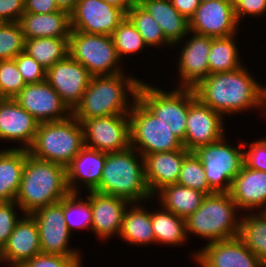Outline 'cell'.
<instances>
[{
    "label": "cell",
    "mask_w": 266,
    "mask_h": 267,
    "mask_svg": "<svg viewBox=\"0 0 266 267\" xmlns=\"http://www.w3.org/2000/svg\"><path fill=\"white\" fill-rule=\"evenodd\" d=\"M105 161V152L84 146L66 167L69 191L79 193L81 186L88 192L95 191L99 187Z\"/></svg>",
    "instance_id": "603a6c76"
},
{
    "label": "cell",
    "mask_w": 266,
    "mask_h": 267,
    "mask_svg": "<svg viewBox=\"0 0 266 267\" xmlns=\"http://www.w3.org/2000/svg\"><path fill=\"white\" fill-rule=\"evenodd\" d=\"M141 203H131L125 211L119 238L130 245L148 246L155 243L151 211Z\"/></svg>",
    "instance_id": "83f0119b"
},
{
    "label": "cell",
    "mask_w": 266,
    "mask_h": 267,
    "mask_svg": "<svg viewBox=\"0 0 266 267\" xmlns=\"http://www.w3.org/2000/svg\"><path fill=\"white\" fill-rule=\"evenodd\" d=\"M191 34V35H190ZM188 39L175 43L173 49L185 43L178 56L179 85L176 87L194 88L201 80L209 75L208 55L212 37L189 32ZM176 46V47H175Z\"/></svg>",
    "instance_id": "d6986e66"
},
{
    "label": "cell",
    "mask_w": 266,
    "mask_h": 267,
    "mask_svg": "<svg viewBox=\"0 0 266 267\" xmlns=\"http://www.w3.org/2000/svg\"><path fill=\"white\" fill-rule=\"evenodd\" d=\"M36 221L41 253L62 256H82L79 249H71V233L64 216V198L59 202L39 208L30 214Z\"/></svg>",
    "instance_id": "4fadbf2b"
},
{
    "label": "cell",
    "mask_w": 266,
    "mask_h": 267,
    "mask_svg": "<svg viewBox=\"0 0 266 267\" xmlns=\"http://www.w3.org/2000/svg\"><path fill=\"white\" fill-rule=\"evenodd\" d=\"M208 1H216V0H200V2H208Z\"/></svg>",
    "instance_id": "db71d44e"
},
{
    "label": "cell",
    "mask_w": 266,
    "mask_h": 267,
    "mask_svg": "<svg viewBox=\"0 0 266 267\" xmlns=\"http://www.w3.org/2000/svg\"><path fill=\"white\" fill-rule=\"evenodd\" d=\"M246 213L240 216L238 237L266 264V213L264 211H247Z\"/></svg>",
    "instance_id": "1f68e13d"
},
{
    "label": "cell",
    "mask_w": 266,
    "mask_h": 267,
    "mask_svg": "<svg viewBox=\"0 0 266 267\" xmlns=\"http://www.w3.org/2000/svg\"><path fill=\"white\" fill-rule=\"evenodd\" d=\"M199 249L191 257L200 267H264L238 236L210 242Z\"/></svg>",
    "instance_id": "ac0fdd59"
},
{
    "label": "cell",
    "mask_w": 266,
    "mask_h": 267,
    "mask_svg": "<svg viewBox=\"0 0 266 267\" xmlns=\"http://www.w3.org/2000/svg\"><path fill=\"white\" fill-rule=\"evenodd\" d=\"M237 146L228 144L224 136L219 141L194 151L203 164L206 179L213 192H229L232 180L244 165L242 141Z\"/></svg>",
    "instance_id": "30bf717a"
},
{
    "label": "cell",
    "mask_w": 266,
    "mask_h": 267,
    "mask_svg": "<svg viewBox=\"0 0 266 267\" xmlns=\"http://www.w3.org/2000/svg\"><path fill=\"white\" fill-rule=\"evenodd\" d=\"M141 6L156 20L172 45L187 37L190 32L189 20L173 7L170 0L145 1Z\"/></svg>",
    "instance_id": "4316f807"
},
{
    "label": "cell",
    "mask_w": 266,
    "mask_h": 267,
    "mask_svg": "<svg viewBox=\"0 0 266 267\" xmlns=\"http://www.w3.org/2000/svg\"><path fill=\"white\" fill-rule=\"evenodd\" d=\"M38 125L39 122L23 109L14 98L0 100L1 141L4 140L7 143L15 141L21 146H13V148L28 149L34 141Z\"/></svg>",
    "instance_id": "44dd1931"
},
{
    "label": "cell",
    "mask_w": 266,
    "mask_h": 267,
    "mask_svg": "<svg viewBox=\"0 0 266 267\" xmlns=\"http://www.w3.org/2000/svg\"><path fill=\"white\" fill-rule=\"evenodd\" d=\"M9 267V265H7ZM10 267H21L19 265H10Z\"/></svg>",
    "instance_id": "11a10c76"
},
{
    "label": "cell",
    "mask_w": 266,
    "mask_h": 267,
    "mask_svg": "<svg viewBox=\"0 0 266 267\" xmlns=\"http://www.w3.org/2000/svg\"><path fill=\"white\" fill-rule=\"evenodd\" d=\"M240 211L228 192L208 194L201 206L186 218L187 237L204 238L205 244L230 239L239 234Z\"/></svg>",
    "instance_id": "5b68a950"
},
{
    "label": "cell",
    "mask_w": 266,
    "mask_h": 267,
    "mask_svg": "<svg viewBox=\"0 0 266 267\" xmlns=\"http://www.w3.org/2000/svg\"><path fill=\"white\" fill-rule=\"evenodd\" d=\"M16 209L19 211L20 207L15 201L0 202V250L7 243L15 225L21 219Z\"/></svg>",
    "instance_id": "b9f144b4"
},
{
    "label": "cell",
    "mask_w": 266,
    "mask_h": 267,
    "mask_svg": "<svg viewBox=\"0 0 266 267\" xmlns=\"http://www.w3.org/2000/svg\"><path fill=\"white\" fill-rule=\"evenodd\" d=\"M82 256H62L40 253L25 261L21 267H82Z\"/></svg>",
    "instance_id": "60d3db41"
},
{
    "label": "cell",
    "mask_w": 266,
    "mask_h": 267,
    "mask_svg": "<svg viewBox=\"0 0 266 267\" xmlns=\"http://www.w3.org/2000/svg\"><path fill=\"white\" fill-rule=\"evenodd\" d=\"M248 69L209 74L193 88L196 97L224 118L250 109L264 111V86Z\"/></svg>",
    "instance_id": "6da1fadb"
},
{
    "label": "cell",
    "mask_w": 266,
    "mask_h": 267,
    "mask_svg": "<svg viewBox=\"0 0 266 267\" xmlns=\"http://www.w3.org/2000/svg\"><path fill=\"white\" fill-rule=\"evenodd\" d=\"M159 207L161 208L156 211L151 210L155 244L158 245L160 243L166 246L185 244L187 241L186 220L164 209L160 205Z\"/></svg>",
    "instance_id": "4dcf8cb0"
},
{
    "label": "cell",
    "mask_w": 266,
    "mask_h": 267,
    "mask_svg": "<svg viewBox=\"0 0 266 267\" xmlns=\"http://www.w3.org/2000/svg\"><path fill=\"white\" fill-rule=\"evenodd\" d=\"M95 192L120 197L130 203L154 201L145 181L144 157L132 147L106 153L101 181Z\"/></svg>",
    "instance_id": "277c9868"
},
{
    "label": "cell",
    "mask_w": 266,
    "mask_h": 267,
    "mask_svg": "<svg viewBox=\"0 0 266 267\" xmlns=\"http://www.w3.org/2000/svg\"><path fill=\"white\" fill-rule=\"evenodd\" d=\"M25 38L19 22L0 23V61L24 52Z\"/></svg>",
    "instance_id": "f35d334b"
},
{
    "label": "cell",
    "mask_w": 266,
    "mask_h": 267,
    "mask_svg": "<svg viewBox=\"0 0 266 267\" xmlns=\"http://www.w3.org/2000/svg\"><path fill=\"white\" fill-rule=\"evenodd\" d=\"M243 143V161L244 166L253 169L266 172V137L258 139L256 142ZM249 147L246 150V147Z\"/></svg>",
    "instance_id": "ee69618b"
},
{
    "label": "cell",
    "mask_w": 266,
    "mask_h": 267,
    "mask_svg": "<svg viewBox=\"0 0 266 267\" xmlns=\"http://www.w3.org/2000/svg\"><path fill=\"white\" fill-rule=\"evenodd\" d=\"M24 52L47 70L69 55V38L25 39Z\"/></svg>",
    "instance_id": "836d02e7"
},
{
    "label": "cell",
    "mask_w": 266,
    "mask_h": 267,
    "mask_svg": "<svg viewBox=\"0 0 266 267\" xmlns=\"http://www.w3.org/2000/svg\"><path fill=\"white\" fill-rule=\"evenodd\" d=\"M59 11L55 0H25L24 13L47 14Z\"/></svg>",
    "instance_id": "7dc6e473"
},
{
    "label": "cell",
    "mask_w": 266,
    "mask_h": 267,
    "mask_svg": "<svg viewBox=\"0 0 266 267\" xmlns=\"http://www.w3.org/2000/svg\"><path fill=\"white\" fill-rule=\"evenodd\" d=\"M189 26L191 32L212 38L229 37L239 31L235 9L229 0L201 2Z\"/></svg>",
    "instance_id": "2e32d148"
},
{
    "label": "cell",
    "mask_w": 266,
    "mask_h": 267,
    "mask_svg": "<svg viewBox=\"0 0 266 267\" xmlns=\"http://www.w3.org/2000/svg\"><path fill=\"white\" fill-rule=\"evenodd\" d=\"M64 216L71 234L74 229L91 231L92 209L88 197L84 200L80 193L70 192L64 197Z\"/></svg>",
    "instance_id": "d590c367"
},
{
    "label": "cell",
    "mask_w": 266,
    "mask_h": 267,
    "mask_svg": "<svg viewBox=\"0 0 266 267\" xmlns=\"http://www.w3.org/2000/svg\"><path fill=\"white\" fill-rule=\"evenodd\" d=\"M92 75L70 55L46 70V81L72 111L81 101Z\"/></svg>",
    "instance_id": "e0dca14e"
},
{
    "label": "cell",
    "mask_w": 266,
    "mask_h": 267,
    "mask_svg": "<svg viewBox=\"0 0 266 267\" xmlns=\"http://www.w3.org/2000/svg\"><path fill=\"white\" fill-rule=\"evenodd\" d=\"M83 147L82 125L70 115L64 120L39 123L27 150L34 158L67 167Z\"/></svg>",
    "instance_id": "8992f818"
},
{
    "label": "cell",
    "mask_w": 266,
    "mask_h": 267,
    "mask_svg": "<svg viewBox=\"0 0 266 267\" xmlns=\"http://www.w3.org/2000/svg\"><path fill=\"white\" fill-rule=\"evenodd\" d=\"M236 36L212 38L208 55L209 74L233 71L244 66Z\"/></svg>",
    "instance_id": "d6a6232c"
},
{
    "label": "cell",
    "mask_w": 266,
    "mask_h": 267,
    "mask_svg": "<svg viewBox=\"0 0 266 267\" xmlns=\"http://www.w3.org/2000/svg\"><path fill=\"white\" fill-rule=\"evenodd\" d=\"M102 1L121 9L125 14L135 4L134 0H102Z\"/></svg>",
    "instance_id": "681fc988"
},
{
    "label": "cell",
    "mask_w": 266,
    "mask_h": 267,
    "mask_svg": "<svg viewBox=\"0 0 266 267\" xmlns=\"http://www.w3.org/2000/svg\"><path fill=\"white\" fill-rule=\"evenodd\" d=\"M188 153L183 147L181 150L144 156L145 181L152 196L163 187L177 183L184 157Z\"/></svg>",
    "instance_id": "d4e9b609"
},
{
    "label": "cell",
    "mask_w": 266,
    "mask_h": 267,
    "mask_svg": "<svg viewBox=\"0 0 266 267\" xmlns=\"http://www.w3.org/2000/svg\"><path fill=\"white\" fill-rule=\"evenodd\" d=\"M14 100L39 123L60 121L72 115V111L46 80L26 84Z\"/></svg>",
    "instance_id": "9a60e30c"
},
{
    "label": "cell",
    "mask_w": 266,
    "mask_h": 267,
    "mask_svg": "<svg viewBox=\"0 0 266 267\" xmlns=\"http://www.w3.org/2000/svg\"><path fill=\"white\" fill-rule=\"evenodd\" d=\"M205 196L204 192L176 183L160 189L153 199L158 197L160 206L186 219L201 206Z\"/></svg>",
    "instance_id": "f546056e"
},
{
    "label": "cell",
    "mask_w": 266,
    "mask_h": 267,
    "mask_svg": "<svg viewBox=\"0 0 266 267\" xmlns=\"http://www.w3.org/2000/svg\"><path fill=\"white\" fill-rule=\"evenodd\" d=\"M111 36L120 59L126 55L127 57L132 56V54L135 55L136 52H142L145 47H148L141 34L127 17L119 23Z\"/></svg>",
    "instance_id": "8d00e7d4"
},
{
    "label": "cell",
    "mask_w": 266,
    "mask_h": 267,
    "mask_svg": "<svg viewBox=\"0 0 266 267\" xmlns=\"http://www.w3.org/2000/svg\"><path fill=\"white\" fill-rule=\"evenodd\" d=\"M232 5L234 6V8L242 1V0H229Z\"/></svg>",
    "instance_id": "816d5d0a"
},
{
    "label": "cell",
    "mask_w": 266,
    "mask_h": 267,
    "mask_svg": "<svg viewBox=\"0 0 266 267\" xmlns=\"http://www.w3.org/2000/svg\"><path fill=\"white\" fill-rule=\"evenodd\" d=\"M14 60L26 84L39 83L46 80V69L27 53H20Z\"/></svg>",
    "instance_id": "7bdbcfd3"
},
{
    "label": "cell",
    "mask_w": 266,
    "mask_h": 267,
    "mask_svg": "<svg viewBox=\"0 0 266 267\" xmlns=\"http://www.w3.org/2000/svg\"><path fill=\"white\" fill-rule=\"evenodd\" d=\"M70 193L66 167L34 158L26 149V161L15 202L23 214L59 202Z\"/></svg>",
    "instance_id": "3957f363"
},
{
    "label": "cell",
    "mask_w": 266,
    "mask_h": 267,
    "mask_svg": "<svg viewBox=\"0 0 266 267\" xmlns=\"http://www.w3.org/2000/svg\"><path fill=\"white\" fill-rule=\"evenodd\" d=\"M126 17L119 8L102 0H78L70 14L71 30L111 36Z\"/></svg>",
    "instance_id": "5bb4252c"
},
{
    "label": "cell",
    "mask_w": 266,
    "mask_h": 267,
    "mask_svg": "<svg viewBox=\"0 0 266 267\" xmlns=\"http://www.w3.org/2000/svg\"><path fill=\"white\" fill-rule=\"evenodd\" d=\"M41 253L39 230L30 214H23L0 250V265H19Z\"/></svg>",
    "instance_id": "7402d4cb"
},
{
    "label": "cell",
    "mask_w": 266,
    "mask_h": 267,
    "mask_svg": "<svg viewBox=\"0 0 266 267\" xmlns=\"http://www.w3.org/2000/svg\"><path fill=\"white\" fill-rule=\"evenodd\" d=\"M26 83L14 59L0 61V94L2 98H14Z\"/></svg>",
    "instance_id": "ab89813d"
},
{
    "label": "cell",
    "mask_w": 266,
    "mask_h": 267,
    "mask_svg": "<svg viewBox=\"0 0 266 267\" xmlns=\"http://www.w3.org/2000/svg\"><path fill=\"white\" fill-rule=\"evenodd\" d=\"M25 12V0H0V23L19 22Z\"/></svg>",
    "instance_id": "f6af8a7d"
},
{
    "label": "cell",
    "mask_w": 266,
    "mask_h": 267,
    "mask_svg": "<svg viewBox=\"0 0 266 267\" xmlns=\"http://www.w3.org/2000/svg\"><path fill=\"white\" fill-rule=\"evenodd\" d=\"M136 4L141 5L145 1H150V0H134Z\"/></svg>",
    "instance_id": "f5cc1de1"
},
{
    "label": "cell",
    "mask_w": 266,
    "mask_h": 267,
    "mask_svg": "<svg viewBox=\"0 0 266 267\" xmlns=\"http://www.w3.org/2000/svg\"><path fill=\"white\" fill-rule=\"evenodd\" d=\"M82 125L84 146L100 152H121L131 147L129 115L77 119Z\"/></svg>",
    "instance_id": "8fae6325"
},
{
    "label": "cell",
    "mask_w": 266,
    "mask_h": 267,
    "mask_svg": "<svg viewBox=\"0 0 266 267\" xmlns=\"http://www.w3.org/2000/svg\"><path fill=\"white\" fill-rule=\"evenodd\" d=\"M126 17L141 34L148 47L160 48L164 45L167 48H173L156 20L141 5L135 3L126 13Z\"/></svg>",
    "instance_id": "e575fe53"
},
{
    "label": "cell",
    "mask_w": 266,
    "mask_h": 267,
    "mask_svg": "<svg viewBox=\"0 0 266 267\" xmlns=\"http://www.w3.org/2000/svg\"><path fill=\"white\" fill-rule=\"evenodd\" d=\"M131 147L143 157L151 153L181 150L182 141L138 99L129 113Z\"/></svg>",
    "instance_id": "9c48e42d"
},
{
    "label": "cell",
    "mask_w": 266,
    "mask_h": 267,
    "mask_svg": "<svg viewBox=\"0 0 266 267\" xmlns=\"http://www.w3.org/2000/svg\"><path fill=\"white\" fill-rule=\"evenodd\" d=\"M124 73L92 76L81 101L72 110L76 119L129 115L142 80ZM131 96V98L129 97Z\"/></svg>",
    "instance_id": "7a4b0ae2"
},
{
    "label": "cell",
    "mask_w": 266,
    "mask_h": 267,
    "mask_svg": "<svg viewBox=\"0 0 266 267\" xmlns=\"http://www.w3.org/2000/svg\"><path fill=\"white\" fill-rule=\"evenodd\" d=\"M86 196L92 209L91 231L103 241L117 235L119 237L125 211L131 203L123 198L95 191H89Z\"/></svg>",
    "instance_id": "ffe728a7"
},
{
    "label": "cell",
    "mask_w": 266,
    "mask_h": 267,
    "mask_svg": "<svg viewBox=\"0 0 266 267\" xmlns=\"http://www.w3.org/2000/svg\"><path fill=\"white\" fill-rule=\"evenodd\" d=\"M59 10L67 12L69 15L73 12L78 0H55Z\"/></svg>",
    "instance_id": "f907efd6"
},
{
    "label": "cell",
    "mask_w": 266,
    "mask_h": 267,
    "mask_svg": "<svg viewBox=\"0 0 266 267\" xmlns=\"http://www.w3.org/2000/svg\"><path fill=\"white\" fill-rule=\"evenodd\" d=\"M224 119L220 113L203 104L196 97L193 88H188V115L183 147L194 152L199 147L222 139L226 136Z\"/></svg>",
    "instance_id": "7c38bea8"
},
{
    "label": "cell",
    "mask_w": 266,
    "mask_h": 267,
    "mask_svg": "<svg viewBox=\"0 0 266 267\" xmlns=\"http://www.w3.org/2000/svg\"><path fill=\"white\" fill-rule=\"evenodd\" d=\"M177 184L199 190L206 195L214 193L209 187L203 164L194 152H189L184 157Z\"/></svg>",
    "instance_id": "74e56055"
},
{
    "label": "cell",
    "mask_w": 266,
    "mask_h": 267,
    "mask_svg": "<svg viewBox=\"0 0 266 267\" xmlns=\"http://www.w3.org/2000/svg\"><path fill=\"white\" fill-rule=\"evenodd\" d=\"M25 39L69 38L70 15L62 10L47 13H24L19 21Z\"/></svg>",
    "instance_id": "484cf974"
},
{
    "label": "cell",
    "mask_w": 266,
    "mask_h": 267,
    "mask_svg": "<svg viewBox=\"0 0 266 267\" xmlns=\"http://www.w3.org/2000/svg\"><path fill=\"white\" fill-rule=\"evenodd\" d=\"M235 16L240 24L243 17L253 19L266 14V0H242L235 8Z\"/></svg>",
    "instance_id": "bcb514c9"
},
{
    "label": "cell",
    "mask_w": 266,
    "mask_h": 267,
    "mask_svg": "<svg viewBox=\"0 0 266 267\" xmlns=\"http://www.w3.org/2000/svg\"><path fill=\"white\" fill-rule=\"evenodd\" d=\"M137 99L182 142L186 135L188 88L176 87L169 92L142 80Z\"/></svg>",
    "instance_id": "ba28073f"
},
{
    "label": "cell",
    "mask_w": 266,
    "mask_h": 267,
    "mask_svg": "<svg viewBox=\"0 0 266 267\" xmlns=\"http://www.w3.org/2000/svg\"><path fill=\"white\" fill-rule=\"evenodd\" d=\"M228 193L240 211H264L266 209V172L243 165L232 180Z\"/></svg>",
    "instance_id": "cb8c5ba5"
},
{
    "label": "cell",
    "mask_w": 266,
    "mask_h": 267,
    "mask_svg": "<svg viewBox=\"0 0 266 267\" xmlns=\"http://www.w3.org/2000/svg\"><path fill=\"white\" fill-rule=\"evenodd\" d=\"M26 161V149H0V202L15 201Z\"/></svg>",
    "instance_id": "f1b7e54d"
},
{
    "label": "cell",
    "mask_w": 266,
    "mask_h": 267,
    "mask_svg": "<svg viewBox=\"0 0 266 267\" xmlns=\"http://www.w3.org/2000/svg\"><path fill=\"white\" fill-rule=\"evenodd\" d=\"M173 7L188 20L200 5V0H170Z\"/></svg>",
    "instance_id": "c3c4849f"
},
{
    "label": "cell",
    "mask_w": 266,
    "mask_h": 267,
    "mask_svg": "<svg viewBox=\"0 0 266 267\" xmlns=\"http://www.w3.org/2000/svg\"><path fill=\"white\" fill-rule=\"evenodd\" d=\"M69 55L92 76L124 73L112 36L70 31Z\"/></svg>",
    "instance_id": "52a82bcc"
}]
</instances>
